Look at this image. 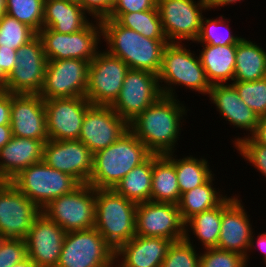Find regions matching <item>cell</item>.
Wrapping results in <instances>:
<instances>
[{
  "instance_id": "1",
  "label": "cell",
  "mask_w": 266,
  "mask_h": 267,
  "mask_svg": "<svg viewBox=\"0 0 266 267\" xmlns=\"http://www.w3.org/2000/svg\"><path fill=\"white\" fill-rule=\"evenodd\" d=\"M187 112L179 99L162 95L129 123V130L152 154L175 153Z\"/></svg>"
},
{
  "instance_id": "2",
  "label": "cell",
  "mask_w": 266,
  "mask_h": 267,
  "mask_svg": "<svg viewBox=\"0 0 266 267\" xmlns=\"http://www.w3.org/2000/svg\"><path fill=\"white\" fill-rule=\"evenodd\" d=\"M105 50L124 61L129 69L159 73L167 39H150L120 25L114 19L100 20Z\"/></svg>"
},
{
  "instance_id": "3",
  "label": "cell",
  "mask_w": 266,
  "mask_h": 267,
  "mask_svg": "<svg viewBox=\"0 0 266 267\" xmlns=\"http://www.w3.org/2000/svg\"><path fill=\"white\" fill-rule=\"evenodd\" d=\"M151 155L148 148L128 130L113 144L93 154L88 184L95 189H114L123 177Z\"/></svg>"
},
{
  "instance_id": "4",
  "label": "cell",
  "mask_w": 266,
  "mask_h": 267,
  "mask_svg": "<svg viewBox=\"0 0 266 267\" xmlns=\"http://www.w3.org/2000/svg\"><path fill=\"white\" fill-rule=\"evenodd\" d=\"M186 46L184 43L169 42L163 51L162 64L157 76L159 84L161 83V92L165 96L177 98L176 86L201 95H208L211 89L199 56Z\"/></svg>"
},
{
  "instance_id": "5",
  "label": "cell",
  "mask_w": 266,
  "mask_h": 267,
  "mask_svg": "<svg viewBox=\"0 0 266 267\" xmlns=\"http://www.w3.org/2000/svg\"><path fill=\"white\" fill-rule=\"evenodd\" d=\"M95 200L94 228L116 251L136 235L137 203L114 189H95Z\"/></svg>"
},
{
  "instance_id": "6",
  "label": "cell",
  "mask_w": 266,
  "mask_h": 267,
  "mask_svg": "<svg viewBox=\"0 0 266 267\" xmlns=\"http://www.w3.org/2000/svg\"><path fill=\"white\" fill-rule=\"evenodd\" d=\"M10 182L40 210L80 185L75 178L50 167L44 161L25 168Z\"/></svg>"
},
{
  "instance_id": "7",
  "label": "cell",
  "mask_w": 266,
  "mask_h": 267,
  "mask_svg": "<svg viewBox=\"0 0 266 267\" xmlns=\"http://www.w3.org/2000/svg\"><path fill=\"white\" fill-rule=\"evenodd\" d=\"M90 21L84 29L72 34L42 28L37 35L42 40L47 61L73 58L91 62L100 50L102 26L100 20Z\"/></svg>"
},
{
  "instance_id": "8",
  "label": "cell",
  "mask_w": 266,
  "mask_h": 267,
  "mask_svg": "<svg viewBox=\"0 0 266 267\" xmlns=\"http://www.w3.org/2000/svg\"><path fill=\"white\" fill-rule=\"evenodd\" d=\"M57 267H115V250L96 228L69 231Z\"/></svg>"
},
{
  "instance_id": "9",
  "label": "cell",
  "mask_w": 266,
  "mask_h": 267,
  "mask_svg": "<svg viewBox=\"0 0 266 267\" xmlns=\"http://www.w3.org/2000/svg\"><path fill=\"white\" fill-rule=\"evenodd\" d=\"M95 210V188L80 184L72 192L52 200L41 212L69 232L94 228Z\"/></svg>"
},
{
  "instance_id": "10",
  "label": "cell",
  "mask_w": 266,
  "mask_h": 267,
  "mask_svg": "<svg viewBox=\"0 0 266 267\" xmlns=\"http://www.w3.org/2000/svg\"><path fill=\"white\" fill-rule=\"evenodd\" d=\"M157 9L167 41L179 43L195 42L200 33L202 13L209 11L205 0H157Z\"/></svg>"
},
{
  "instance_id": "11",
  "label": "cell",
  "mask_w": 266,
  "mask_h": 267,
  "mask_svg": "<svg viewBox=\"0 0 266 267\" xmlns=\"http://www.w3.org/2000/svg\"><path fill=\"white\" fill-rule=\"evenodd\" d=\"M128 70L120 58L99 50L90 62L85 97L92 105L111 106L120 94Z\"/></svg>"
},
{
  "instance_id": "12",
  "label": "cell",
  "mask_w": 266,
  "mask_h": 267,
  "mask_svg": "<svg viewBox=\"0 0 266 267\" xmlns=\"http://www.w3.org/2000/svg\"><path fill=\"white\" fill-rule=\"evenodd\" d=\"M90 62L80 59L48 60L43 87L44 100L85 97Z\"/></svg>"
},
{
  "instance_id": "13",
  "label": "cell",
  "mask_w": 266,
  "mask_h": 267,
  "mask_svg": "<svg viewBox=\"0 0 266 267\" xmlns=\"http://www.w3.org/2000/svg\"><path fill=\"white\" fill-rule=\"evenodd\" d=\"M162 95L157 74L129 69L111 108L129 124Z\"/></svg>"
},
{
  "instance_id": "14",
  "label": "cell",
  "mask_w": 266,
  "mask_h": 267,
  "mask_svg": "<svg viewBox=\"0 0 266 267\" xmlns=\"http://www.w3.org/2000/svg\"><path fill=\"white\" fill-rule=\"evenodd\" d=\"M46 64L42 40L36 35L17 49L15 66L8 75L5 91L12 94H39L43 87Z\"/></svg>"
},
{
  "instance_id": "15",
  "label": "cell",
  "mask_w": 266,
  "mask_h": 267,
  "mask_svg": "<svg viewBox=\"0 0 266 267\" xmlns=\"http://www.w3.org/2000/svg\"><path fill=\"white\" fill-rule=\"evenodd\" d=\"M41 210L10 181H0V235L4 238L27 237Z\"/></svg>"
},
{
  "instance_id": "16",
  "label": "cell",
  "mask_w": 266,
  "mask_h": 267,
  "mask_svg": "<svg viewBox=\"0 0 266 267\" xmlns=\"http://www.w3.org/2000/svg\"><path fill=\"white\" fill-rule=\"evenodd\" d=\"M136 235L162 237L173 242L185 238V223L178 204L163 202L137 203Z\"/></svg>"
},
{
  "instance_id": "17",
  "label": "cell",
  "mask_w": 266,
  "mask_h": 267,
  "mask_svg": "<svg viewBox=\"0 0 266 267\" xmlns=\"http://www.w3.org/2000/svg\"><path fill=\"white\" fill-rule=\"evenodd\" d=\"M42 161L50 167L88 184L93 167V153L80 140H48L43 145Z\"/></svg>"
},
{
  "instance_id": "18",
  "label": "cell",
  "mask_w": 266,
  "mask_h": 267,
  "mask_svg": "<svg viewBox=\"0 0 266 267\" xmlns=\"http://www.w3.org/2000/svg\"><path fill=\"white\" fill-rule=\"evenodd\" d=\"M49 140H78L86 111L92 106L86 97L44 100Z\"/></svg>"
},
{
  "instance_id": "19",
  "label": "cell",
  "mask_w": 266,
  "mask_h": 267,
  "mask_svg": "<svg viewBox=\"0 0 266 267\" xmlns=\"http://www.w3.org/2000/svg\"><path fill=\"white\" fill-rule=\"evenodd\" d=\"M129 130V124L111 106L92 105L83 119L79 139L93 154L113 144Z\"/></svg>"
},
{
  "instance_id": "20",
  "label": "cell",
  "mask_w": 266,
  "mask_h": 267,
  "mask_svg": "<svg viewBox=\"0 0 266 267\" xmlns=\"http://www.w3.org/2000/svg\"><path fill=\"white\" fill-rule=\"evenodd\" d=\"M244 207L242 199L236 194L227 196L222 201L220 236L216 248L233 251L245 257L254 228Z\"/></svg>"
},
{
  "instance_id": "21",
  "label": "cell",
  "mask_w": 266,
  "mask_h": 267,
  "mask_svg": "<svg viewBox=\"0 0 266 267\" xmlns=\"http://www.w3.org/2000/svg\"><path fill=\"white\" fill-rule=\"evenodd\" d=\"M10 114L12 136L37 139L43 144L49 140L44 99L39 94L11 93Z\"/></svg>"
},
{
  "instance_id": "22",
  "label": "cell",
  "mask_w": 266,
  "mask_h": 267,
  "mask_svg": "<svg viewBox=\"0 0 266 267\" xmlns=\"http://www.w3.org/2000/svg\"><path fill=\"white\" fill-rule=\"evenodd\" d=\"M65 234L63 228L41 212L25 238L27 256L37 267H57Z\"/></svg>"
},
{
  "instance_id": "23",
  "label": "cell",
  "mask_w": 266,
  "mask_h": 267,
  "mask_svg": "<svg viewBox=\"0 0 266 267\" xmlns=\"http://www.w3.org/2000/svg\"><path fill=\"white\" fill-rule=\"evenodd\" d=\"M209 100L216 106V111L223 116L233 128L248 131L251 136L258 124V116L240 98L235 86L231 83L211 85Z\"/></svg>"
},
{
  "instance_id": "24",
  "label": "cell",
  "mask_w": 266,
  "mask_h": 267,
  "mask_svg": "<svg viewBox=\"0 0 266 267\" xmlns=\"http://www.w3.org/2000/svg\"><path fill=\"white\" fill-rule=\"evenodd\" d=\"M172 242L162 237L135 235L115 251V267H161Z\"/></svg>"
},
{
  "instance_id": "25",
  "label": "cell",
  "mask_w": 266,
  "mask_h": 267,
  "mask_svg": "<svg viewBox=\"0 0 266 267\" xmlns=\"http://www.w3.org/2000/svg\"><path fill=\"white\" fill-rule=\"evenodd\" d=\"M43 145L37 139L12 136L0 150V181H11L25 168L42 161Z\"/></svg>"
},
{
  "instance_id": "26",
  "label": "cell",
  "mask_w": 266,
  "mask_h": 267,
  "mask_svg": "<svg viewBox=\"0 0 266 267\" xmlns=\"http://www.w3.org/2000/svg\"><path fill=\"white\" fill-rule=\"evenodd\" d=\"M86 13L83 7L76 3L44 0L43 28H50L58 33L78 32L90 23Z\"/></svg>"
},
{
  "instance_id": "27",
  "label": "cell",
  "mask_w": 266,
  "mask_h": 267,
  "mask_svg": "<svg viewBox=\"0 0 266 267\" xmlns=\"http://www.w3.org/2000/svg\"><path fill=\"white\" fill-rule=\"evenodd\" d=\"M236 45H200L203 48L201 51L199 49V58L211 85L227 84V81L233 82Z\"/></svg>"
},
{
  "instance_id": "28",
  "label": "cell",
  "mask_w": 266,
  "mask_h": 267,
  "mask_svg": "<svg viewBox=\"0 0 266 267\" xmlns=\"http://www.w3.org/2000/svg\"><path fill=\"white\" fill-rule=\"evenodd\" d=\"M266 78V51L255 42L242 38L236 45L233 81H256Z\"/></svg>"
},
{
  "instance_id": "29",
  "label": "cell",
  "mask_w": 266,
  "mask_h": 267,
  "mask_svg": "<svg viewBox=\"0 0 266 267\" xmlns=\"http://www.w3.org/2000/svg\"><path fill=\"white\" fill-rule=\"evenodd\" d=\"M180 197L175 164L166 155L153 154L151 201L178 204Z\"/></svg>"
},
{
  "instance_id": "30",
  "label": "cell",
  "mask_w": 266,
  "mask_h": 267,
  "mask_svg": "<svg viewBox=\"0 0 266 267\" xmlns=\"http://www.w3.org/2000/svg\"><path fill=\"white\" fill-rule=\"evenodd\" d=\"M214 175L204 184L181 194L178 208L184 223L194 215L218 206L227 197V194H222L219 188L217 191L216 186L213 187Z\"/></svg>"
},
{
  "instance_id": "31",
  "label": "cell",
  "mask_w": 266,
  "mask_h": 267,
  "mask_svg": "<svg viewBox=\"0 0 266 267\" xmlns=\"http://www.w3.org/2000/svg\"><path fill=\"white\" fill-rule=\"evenodd\" d=\"M152 170L153 154L123 177L114 190L135 203L151 201Z\"/></svg>"
},
{
  "instance_id": "32",
  "label": "cell",
  "mask_w": 266,
  "mask_h": 267,
  "mask_svg": "<svg viewBox=\"0 0 266 267\" xmlns=\"http://www.w3.org/2000/svg\"><path fill=\"white\" fill-rule=\"evenodd\" d=\"M166 156L175 164L180 194L204 184L213 175L210 163L205 157L198 158L190 155L178 159L174 153Z\"/></svg>"
},
{
  "instance_id": "33",
  "label": "cell",
  "mask_w": 266,
  "mask_h": 267,
  "mask_svg": "<svg viewBox=\"0 0 266 267\" xmlns=\"http://www.w3.org/2000/svg\"><path fill=\"white\" fill-rule=\"evenodd\" d=\"M221 218L222 202L212 209L191 217L185 223V235H195L202 249L216 248L220 236Z\"/></svg>"
},
{
  "instance_id": "34",
  "label": "cell",
  "mask_w": 266,
  "mask_h": 267,
  "mask_svg": "<svg viewBox=\"0 0 266 267\" xmlns=\"http://www.w3.org/2000/svg\"><path fill=\"white\" fill-rule=\"evenodd\" d=\"M107 18L116 20L120 25L132 29L144 37L166 39L157 6L154 9L139 12L110 13Z\"/></svg>"
},
{
  "instance_id": "35",
  "label": "cell",
  "mask_w": 266,
  "mask_h": 267,
  "mask_svg": "<svg viewBox=\"0 0 266 267\" xmlns=\"http://www.w3.org/2000/svg\"><path fill=\"white\" fill-rule=\"evenodd\" d=\"M204 17L202 18L198 38L193 43L226 46L237 44L242 39L241 36L231 32L230 24H228L229 21H225L229 19L223 15L217 16L215 19Z\"/></svg>"
},
{
  "instance_id": "36",
  "label": "cell",
  "mask_w": 266,
  "mask_h": 267,
  "mask_svg": "<svg viewBox=\"0 0 266 267\" xmlns=\"http://www.w3.org/2000/svg\"><path fill=\"white\" fill-rule=\"evenodd\" d=\"M6 14L38 33L43 28L44 0H6Z\"/></svg>"
},
{
  "instance_id": "37",
  "label": "cell",
  "mask_w": 266,
  "mask_h": 267,
  "mask_svg": "<svg viewBox=\"0 0 266 267\" xmlns=\"http://www.w3.org/2000/svg\"><path fill=\"white\" fill-rule=\"evenodd\" d=\"M37 33L28 25L5 15L0 20V47L17 50L32 40Z\"/></svg>"
},
{
  "instance_id": "38",
  "label": "cell",
  "mask_w": 266,
  "mask_h": 267,
  "mask_svg": "<svg viewBox=\"0 0 266 267\" xmlns=\"http://www.w3.org/2000/svg\"><path fill=\"white\" fill-rule=\"evenodd\" d=\"M190 238L185 235L184 239L172 242L161 267H199L200 254Z\"/></svg>"
},
{
  "instance_id": "39",
  "label": "cell",
  "mask_w": 266,
  "mask_h": 267,
  "mask_svg": "<svg viewBox=\"0 0 266 267\" xmlns=\"http://www.w3.org/2000/svg\"><path fill=\"white\" fill-rule=\"evenodd\" d=\"M240 98L258 118L266 117V78L256 81H233Z\"/></svg>"
},
{
  "instance_id": "40",
  "label": "cell",
  "mask_w": 266,
  "mask_h": 267,
  "mask_svg": "<svg viewBox=\"0 0 266 267\" xmlns=\"http://www.w3.org/2000/svg\"><path fill=\"white\" fill-rule=\"evenodd\" d=\"M234 137L237 152L266 178V146L259 144L252 136Z\"/></svg>"
},
{
  "instance_id": "41",
  "label": "cell",
  "mask_w": 266,
  "mask_h": 267,
  "mask_svg": "<svg viewBox=\"0 0 266 267\" xmlns=\"http://www.w3.org/2000/svg\"><path fill=\"white\" fill-rule=\"evenodd\" d=\"M199 267H247L245 258L239 253L207 248L200 252Z\"/></svg>"
},
{
  "instance_id": "42",
  "label": "cell",
  "mask_w": 266,
  "mask_h": 267,
  "mask_svg": "<svg viewBox=\"0 0 266 267\" xmlns=\"http://www.w3.org/2000/svg\"><path fill=\"white\" fill-rule=\"evenodd\" d=\"M27 257L25 240L6 238L3 241L0 248V267H11Z\"/></svg>"
},
{
  "instance_id": "43",
  "label": "cell",
  "mask_w": 266,
  "mask_h": 267,
  "mask_svg": "<svg viewBox=\"0 0 266 267\" xmlns=\"http://www.w3.org/2000/svg\"><path fill=\"white\" fill-rule=\"evenodd\" d=\"M157 0H115L110 13H132L154 9Z\"/></svg>"
},
{
  "instance_id": "44",
  "label": "cell",
  "mask_w": 266,
  "mask_h": 267,
  "mask_svg": "<svg viewBox=\"0 0 266 267\" xmlns=\"http://www.w3.org/2000/svg\"><path fill=\"white\" fill-rule=\"evenodd\" d=\"M115 0H81V6L88 16L102 20L110 15Z\"/></svg>"
},
{
  "instance_id": "45",
  "label": "cell",
  "mask_w": 266,
  "mask_h": 267,
  "mask_svg": "<svg viewBox=\"0 0 266 267\" xmlns=\"http://www.w3.org/2000/svg\"><path fill=\"white\" fill-rule=\"evenodd\" d=\"M11 93L0 90V125H10Z\"/></svg>"
},
{
  "instance_id": "46",
  "label": "cell",
  "mask_w": 266,
  "mask_h": 267,
  "mask_svg": "<svg viewBox=\"0 0 266 267\" xmlns=\"http://www.w3.org/2000/svg\"><path fill=\"white\" fill-rule=\"evenodd\" d=\"M16 51L13 48L0 47V68L8 76L15 66Z\"/></svg>"
},
{
  "instance_id": "47",
  "label": "cell",
  "mask_w": 266,
  "mask_h": 267,
  "mask_svg": "<svg viewBox=\"0 0 266 267\" xmlns=\"http://www.w3.org/2000/svg\"><path fill=\"white\" fill-rule=\"evenodd\" d=\"M254 235H256V234L252 233V237H251V240H250V243H249L247 255L244 257L245 258V263H246L247 266H248L247 263L250 260L249 259L250 251L251 250L253 251L254 249H257V248H258V251L263 252L262 254H263L264 257H262L263 258L262 260L264 262L266 261V232L259 233L257 235L256 239H255ZM255 247H257V248H255Z\"/></svg>"
},
{
  "instance_id": "48",
  "label": "cell",
  "mask_w": 266,
  "mask_h": 267,
  "mask_svg": "<svg viewBox=\"0 0 266 267\" xmlns=\"http://www.w3.org/2000/svg\"><path fill=\"white\" fill-rule=\"evenodd\" d=\"M251 136L259 144L266 146V117L259 118L256 131Z\"/></svg>"
},
{
  "instance_id": "49",
  "label": "cell",
  "mask_w": 266,
  "mask_h": 267,
  "mask_svg": "<svg viewBox=\"0 0 266 267\" xmlns=\"http://www.w3.org/2000/svg\"><path fill=\"white\" fill-rule=\"evenodd\" d=\"M12 129L10 125H0V150L11 140Z\"/></svg>"
},
{
  "instance_id": "50",
  "label": "cell",
  "mask_w": 266,
  "mask_h": 267,
  "mask_svg": "<svg viewBox=\"0 0 266 267\" xmlns=\"http://www.w3.org/2000/svg\"><path fill=\"white\" fill-rule=\"evenodd\" d=\"M205 1L207 3L208 9H210L209 11H211L212 8L217 9L218 7L219 9L220 7L222 8L227 5L230 6V4L233 5V3L236 4L237 2H241L243 0H205Z\"/></svg>"
},
{
  "instance_id": "51",
  "label": "cell",
  "mask_w": 266,
  "mask_h": 267,
  "mask_svg": "<svg viewBox=\"0 0 266 267\" xmlns=\"http://www.w3.org/2000/svg\"><path fill=\"white\" fill-rule=\"evenodd\" d=\"M11 267H37V265L34 263V261L27 257L23 261L16 263L12 265Z\"/></svg>"
},
{
  "instance_id": "52",
  "label": "cell",
  "mask_w": 266,
  "mask_h": 267,
  "mask_svg": "<svg viewBox=\"0 0 266 267\" xmlns=\"http://www.w3.org/2000/svg\"><path fill=\"white\" fill-rule=\"evenodd\" d=\"M7 80H8V76L0 68V90L5 91V86H6Z\"/></svg>"
},
{
  "instance_id": "53",
  "label": "cell",
  "mask_w": 266,
  "mask_h": 267,
  "mask_svg": "<svg viewBox=\"0 0 266 267\" xmlns=\"http://www.w3.org/2000/svg\"><path fill=\"white\" fill-rule=\"evenodd\" d=\"M6 0H0V20L6 15Z\"/></svg>"
},
{
  "instance_id": "54",
  "label": "cell",
  "mask_w": 266,
  "mask_h": 267,
  "mask_svg": "<svg viewBox=\"0 0 266 267\" xmlns=\"http://www.w3.org/2000/svg\"><path fill=\"white\" fill-rule=\"evenodd\" d=\"M65 1L81 5V0H65Z\"/></svg>"
},
{
  "instance_id": "55",
  "label": "cell",
  "mask_w": 266,
  "mask_h": 267,
  "mask_svg": "<svg viewBox=\"0 0 266 267\" xmlns=\"http://www.w3.org/2000/svg\"><path fill=\"white\" fill-rule=\"evenodd\" d=\"M6 238H4V237H2L1 235H0V248H1V245H2V243H3V241L5 240Z\"/></svg>"
}]
</instances>
